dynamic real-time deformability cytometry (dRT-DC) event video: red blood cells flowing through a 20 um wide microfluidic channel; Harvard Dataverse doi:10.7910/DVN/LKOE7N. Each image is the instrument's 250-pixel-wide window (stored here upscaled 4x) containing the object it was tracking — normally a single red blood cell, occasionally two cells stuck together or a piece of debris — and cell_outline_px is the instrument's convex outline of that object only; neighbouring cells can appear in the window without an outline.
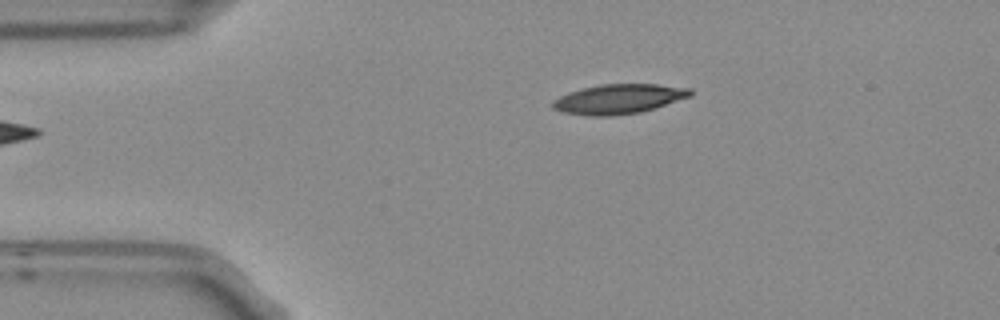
{"species": "Egyptian fruit bat (a non-hibernating species)", "species_latin": "Rousettus aegyptiacus", "temperature_condition": "room temperature", "stored_images_in_passage": 3, "camera_frame_rate_fps": 3000, "um_per_image_px": 0.085, "frame": {"image": 1, "passage_image": 1, "time_ms": 0.0, "image_size_px": [1000, 320], "cell_outline_px": [[692, 96], [656, 108], [640, 112], [612, 116], [592, 116], [564, 112], [552, 108], [552, 100], [568, 92], [600, 84], [656, 84], [692, 88]], "centroid_in_image_um": [52.62, 8.41], "position_along_channel_um": 32.4, "area_um2": 23.87}}
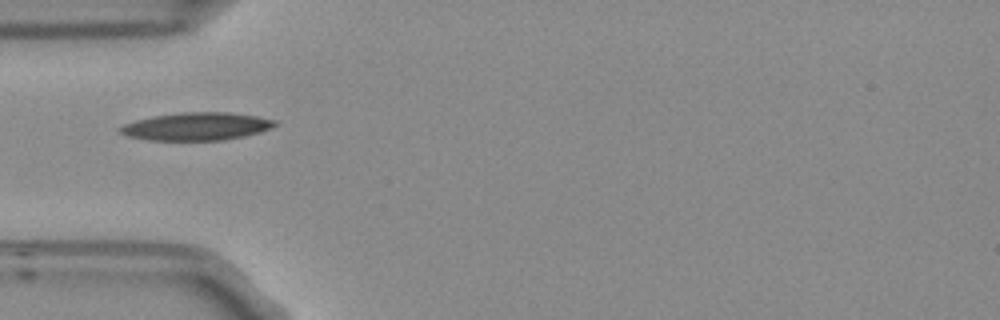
{"frame": {"image": 2, "passage_image": 3, "time_ms": 0.667, "image_size_px": [1000, 320], "cell_outline_px": [[276, 124], [272, 128], [260, 132], [244, 136], [224, 140], [148, 140], [128, 136], [120, 132], [116, 128], [124, 124], [136, 120], [152, 116], [180, 112], [228, 112], [256, 116], [276, 120]], "centroid_in_image_um": [16.69, 10.74], "position_along_channel_um": 68.3, "area_um2": 25.14}}